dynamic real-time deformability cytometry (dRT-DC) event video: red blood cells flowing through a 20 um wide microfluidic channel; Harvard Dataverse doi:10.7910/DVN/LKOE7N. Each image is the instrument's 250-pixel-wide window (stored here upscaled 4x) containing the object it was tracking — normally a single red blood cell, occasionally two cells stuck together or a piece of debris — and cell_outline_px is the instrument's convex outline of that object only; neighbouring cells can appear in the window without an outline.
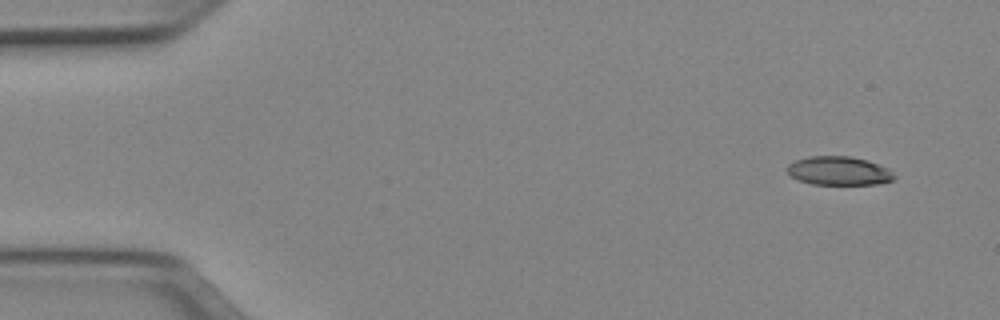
{"species": "Egyptian fruit bat (a non-hibernating species)", "species_latin": "Rousettus aegyptiacus", "temperature_condition": "cold", "stored_images_in_passage": 48, "camera_frame_rate_fps": 3000, "um_per_image_px": 0.085, "animal": {"sex": "female"}, "frame": {"image": 1, "passage_image": 1, "time_ms": 0.0, "image_size_px": [1000, 320], "cell_outline_px": [[896, 176], [892, 180], [880, 184], [812, 184], [800, 180], [792, 176], [788, 172], [788, 164], [796, 160], [808, 156], [852, 156], [868, 160], [888, 168]], "centroid_in_image_um": [71.34, 14.51], "position_along_channel_um": 13.7, "area_um2": 17.86}}
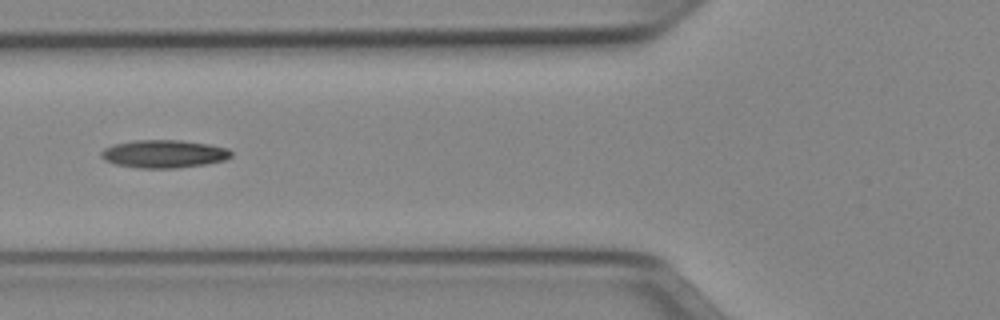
{"frame": {"image": 2, "passage_image": 17, "time_ms": 5.333, "image_size_px": [1000, 320], "cell_outline_px": [[232, 156], [224, 160], [204, 164], [176, 168], [140, 168], [116, 164], [104, 160], [100, 156], [100, 152], [104, 148], [112, 144], [136, 140], [180, 140], [208, 144], [228, 148], [232, 152]], "centroid_in_image_um": [13.91, 13.07], "position_along_channel_um": 111.9, "area_um2": 21.15}}
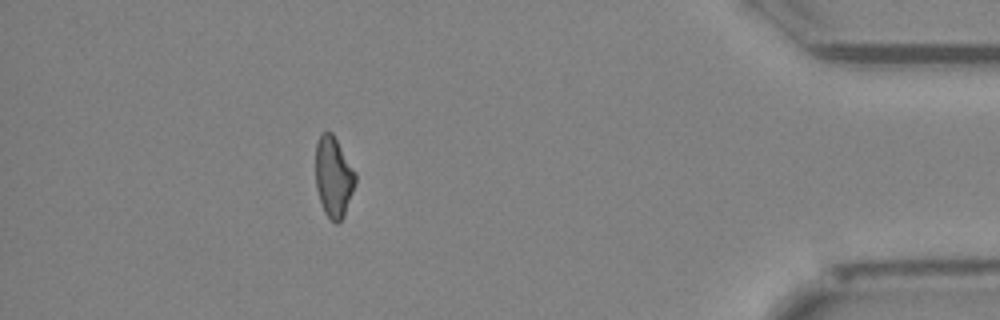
{"frame": {"image": 3, "passage_image": 43, "time_ms": 14.0, "image_size_px": [1000, 320], "cell_outline_px": [[356, 180], [344, 216], [336, 224], [324, 212], [316, 188], [316, 144], [320, 136], [324, 132], [332, 132], [356, 172]], "centroid_in_image_um": [28.35, 15.03], "position_along_channel_um": 406.8, "area_um2": 18.44}, "authors_computed_cell_mechanics": {"area_um2": 19.7676, "velocity_mm_per_s": 3.9718, "shape_relaxation_time_tau1_ms": 6.9912, "shape_relaxation_time_tau2_ms": 9.2334, "deformation_change_tau1": 0.1846, "deformation_change_tau2": 0.2231}}